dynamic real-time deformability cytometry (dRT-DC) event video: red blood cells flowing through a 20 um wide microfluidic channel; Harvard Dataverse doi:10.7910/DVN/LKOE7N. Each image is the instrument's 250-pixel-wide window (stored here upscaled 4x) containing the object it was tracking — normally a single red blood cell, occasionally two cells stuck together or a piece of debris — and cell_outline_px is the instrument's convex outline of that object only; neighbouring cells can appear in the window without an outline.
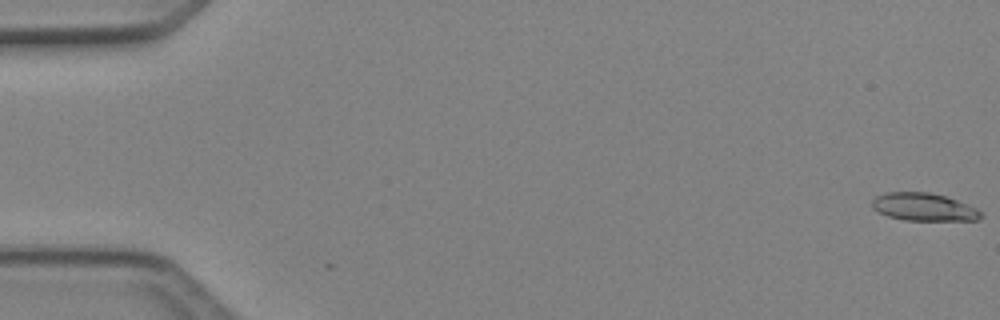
{"species": "Egyptian fruit bat (a non-hibernating species)", "species_latin": "Rousettus aegyptiacus", "temperature_condition": "cold", "stored_images_in_passage": 50, "camera_frame_rate_fps": 3000, "um_per_image_px": 0.085, "animal": {"sex": "female"}, "frame": {"image": 1, "passage_image": 1, "time_ms": 0.0, "image_size_px": [1000, 320], "cell_outline_px": [[984, 216], [980, 220], [904, 220], [888, 216], [876, 212], [872, 208], [872, 200], [876, 196], [888, 192], [928, 192], [944, 196], [956, 200], [976, 208]], "centroid_in_image_um": [78.49, 17.6], "position_along_channel_um": 6.5, "area_um2": 17.57}}
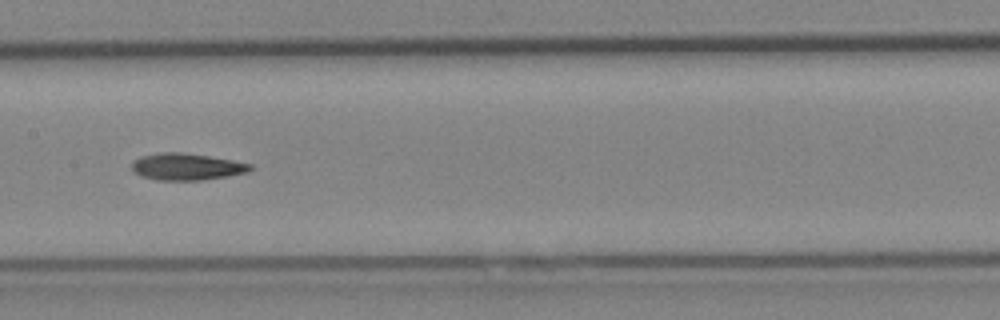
{"frame": {"image": 2, "passage_image": 26, "time_ms": 8.333, "image_size_px": [1000, 320], "cell_outline_px": [[252, 168], [248, 172], [228, 176], [200, 180], [156, 180], [140, 176], [132, 172], [132, 160], [140, 156], [160, 152], [180, 152], [208, 156], [232, 160], [252, 164]], "centroid_in_image_um": [15.81, 14.17], "position_along_channel_um": 191.6, "area_um2": 18.61}}
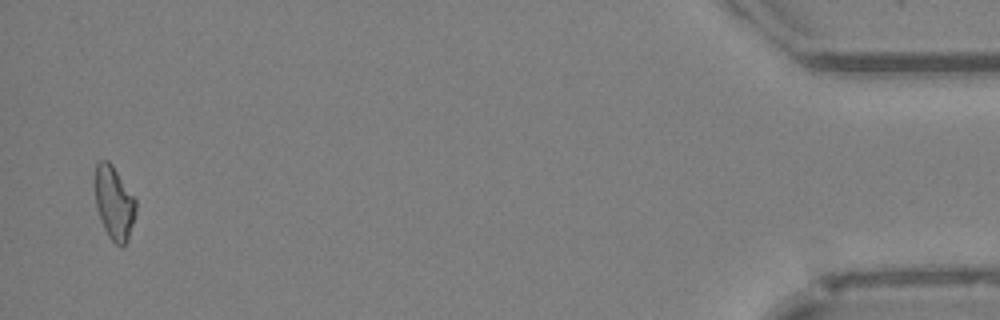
{"frame": {"image": 3, "passage_image": 49, "time_ms": 16.0, "image_size_px": [1000, 320], "cell_outline_px": [[136, 212], [128, 240], [120, 248], [108, 236], [104, 228], [96, 204], [96, 164], [100, 160], [108, 160], [112, 164], [136, 200]], "centroid_in_image_um": [9.72, 17.26], "position_along_channel_um": 425.5, "area_um2": 17.17}, "authors_computed_cell_mechanics": {"area_um2": 17.918, "velocity_mm_per_s": 4.1533, "shape_relaxation_time_tau1_ms": 7.5358, "shape_relaxation_time_tau2_ms": null, "deformation_change_tau1": 0.1813, "deformation_change_tau2": null}}